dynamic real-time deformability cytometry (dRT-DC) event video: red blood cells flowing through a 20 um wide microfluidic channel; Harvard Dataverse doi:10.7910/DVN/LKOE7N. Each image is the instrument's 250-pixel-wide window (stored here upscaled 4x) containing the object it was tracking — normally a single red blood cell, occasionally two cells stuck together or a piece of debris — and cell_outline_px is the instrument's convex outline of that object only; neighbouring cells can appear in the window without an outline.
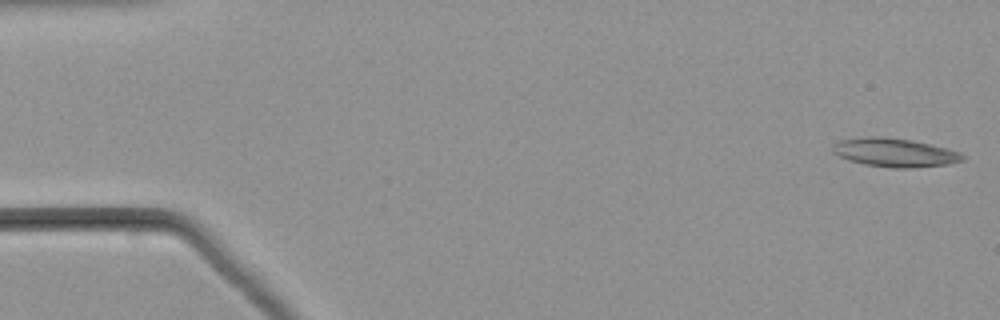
{"species": "common noctule bat (a hibernating species)", "species_latin": "Nyctalus noctula", "temperature_condition": "warm", "stored_images_in_passage": 11, "camera_frame_rate_fps": 3000, "um_per_image_px": 0.085, "animal": {"sex": "male", "body_mass_g": 21.5, "forearm_length_mm": 52.0}, "frame": {"image": 1, "passage_image": 1, "time_ms": 0.0, "image_size_px": [1000, 320], "cell_outline_px": [[964, 160], [948, 164], [912, 168], [892, 168], [864, 164], [848, 160], [832, 152], [832, 144], [840, 140], [864, 136], [884, 136], [912, 140], [948, 148], [960, 152], [964, 156]], "centroid_in_image_um": [76.03, 12.96], "position_along_channel_um": 9.0, "area_um2": 21.91}}
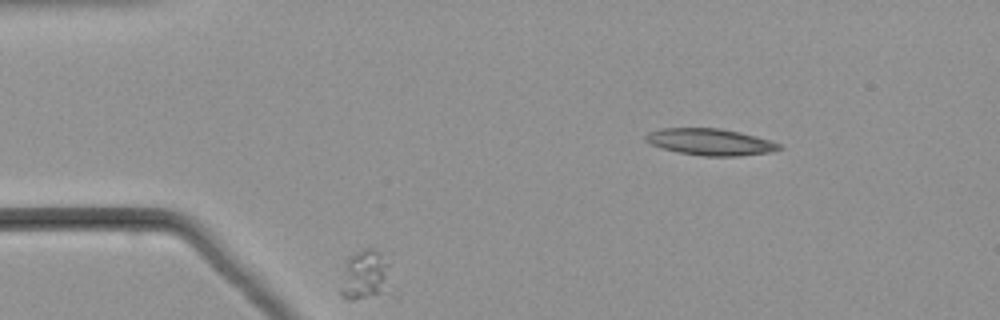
{"frame": {"image": 2, "passage_image": 8, "time_ms": 2.333, "image_size_px": [1000, 320], "cell_outline_px": [[400, 296], [352, 300], [348, 300], [340, 292], [348, 256], [364, 248], [372, 248], [380, 252], [388, 264]], "centroid_in_image_um": [31.27, 23.52], "position_along_channel_um": 53.7, "area_um2": 16.18}}